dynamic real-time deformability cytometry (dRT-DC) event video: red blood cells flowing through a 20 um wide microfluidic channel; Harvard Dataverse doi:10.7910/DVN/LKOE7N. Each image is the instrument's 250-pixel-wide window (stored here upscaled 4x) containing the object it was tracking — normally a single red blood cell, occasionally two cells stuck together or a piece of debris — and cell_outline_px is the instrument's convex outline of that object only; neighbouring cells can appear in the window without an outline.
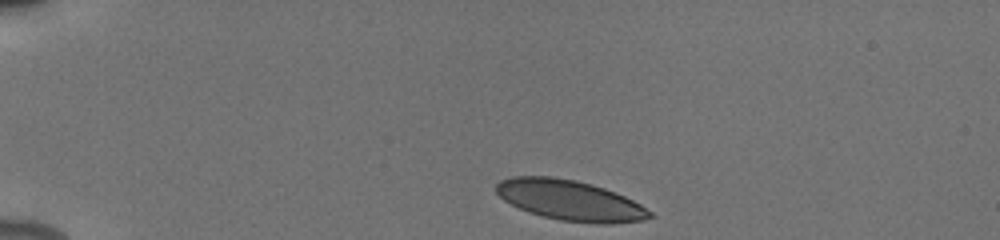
{"species": "human", "species_latin": "Homo sapiens", "temperature_condition": "cold", "stored_images_in_passage": 42, "camera_frame_rate_fps": 3000, "um_per_image_px": 0.085, "donor": {"sex": "male"}, "frame": {"image": 1, "passage_image": 1, "time_ms": 0.0, "image_size_px": [1000, 240], "cell_outline_px": [[652, 216], [644, 220], [612, 224], [608, 224], [560, 220], [528, 212], [504, 200], [496, 192], [496, 184], [500, 180], [512, 176], [552, 176], [576, 180], [592, 184], [604, 188], [624, 196], [640, 204], [652, 212]], "centroid_in_image_um": [48.44, 17.01], "position_along_channel_um": 36.6, "area_um2": 35.89}}
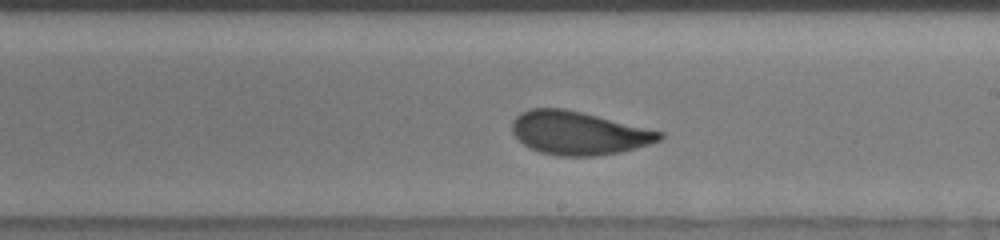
{"frame": {"image": 2, "passage_image": 22, "time_ms": 7.0, "image_size_px": [1000, 240], "cell_outline_px": [[664, 136], [660, 140], [636, 148], [620, 152], [596, 156], [560, 156], [540, 152], [528, 148], [512, 132], [512, 120], [520, 112], [532, 108], [564, 108], [664, 132]], "centroid_in_image_um": [49.16, 11.31], "position_along_channel_um": 239.8, "area_um2": 37.11}}
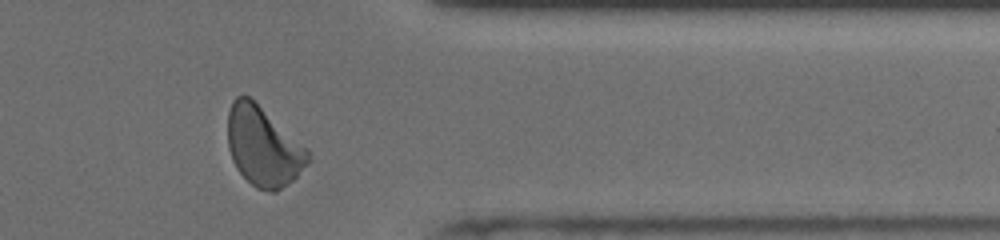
{"frame": {"image": 3, "passage_image": 34, "time_ms": 11.0, "image_size_px": [1000, 240], "cell_outline_px": [[312, 160], [292, 180], [276, 192], [272, 192], [256, 188], [236, 168], [232, 160], [228, 148], [228, 112], [232, 100], [236, 96], [248, 96], [308, 148], [312, 156]], "centroid_in_image_um": [22.39, 12.46], "position_along_channel_um": 389.0, "area_um2": 36.99}, "authors_computed_cell_mechanics": {"area_um2": 37.1365, "velocity_mm_per_s": 3.8942, "shape_relaxation_time_tau1_ms": 3.0653, "shape_relaxation_time_tau2_ms": 0.9679, "deformation_change_tau1": 0.1329, "deformation_change_tau2": 0.0683}}